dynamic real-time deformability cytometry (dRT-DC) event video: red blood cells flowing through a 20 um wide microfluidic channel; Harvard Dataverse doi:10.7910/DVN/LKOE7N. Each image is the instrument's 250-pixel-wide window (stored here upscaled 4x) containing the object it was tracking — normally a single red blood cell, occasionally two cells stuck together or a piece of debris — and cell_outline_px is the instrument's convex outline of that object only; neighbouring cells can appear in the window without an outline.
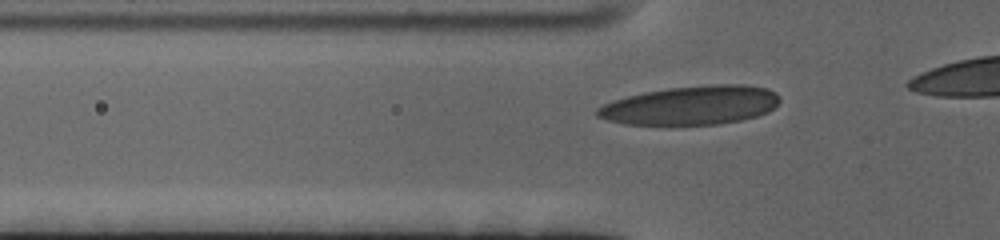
{"species": "human", "species_latin": "Homo sapiens", "temperature_condition": "cold", "stored_images_in_passage": 23, "camera_frame_rate_fps": 3000, "um_per_image_px": 0.085, "donor": {"sex": "female"}, "frame": {"image": 1, "passage_image": 12, "time_ms": 3.667, "image_size_px": [1000, 240], "cell_outline_px": [[780, 100], [768, 112], [756, 116], [740, 120], [720, 124], [624, 124], [608, 120], [596, 116], [596, 108], [604, 104], [628, 96], [644, 92], [668, 88], [720, 84], [744, 84], [768, 88], [776, 92], [780, 96]], "centroid_in_image_um": [58.77, 8.94], "position_along_channel_um": 67.0, "area_um2": 41.04}}
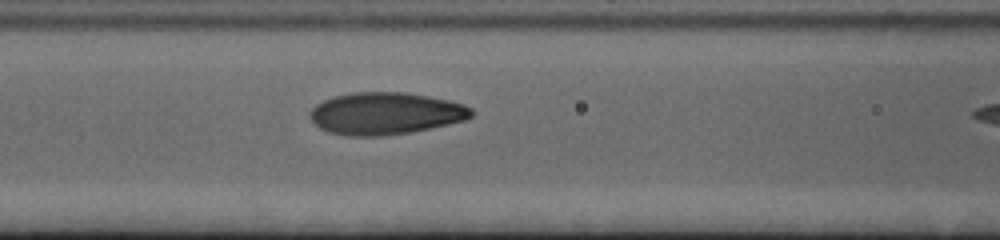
{"frame": {"image": 2, "passage_image": 18, "time_ms": 5.667, "image_size_px": [1000, 240], "cell_outline_px": [[476, 112], [472, 116], [464, 120], [448, 124], [408, 132], [380, 136], [348, 136], [328, 132], [320, 128], [308, 116], [308, 112], [316, 104], [332, 96], [356, 92], [404, 92], [428, 96], [448, 100], [464, 104], [472, 108]], "centroid_in_image_um": [32.75, 9.63], "position_along_channel_um": 133.9, "area_um2": 39.65}}
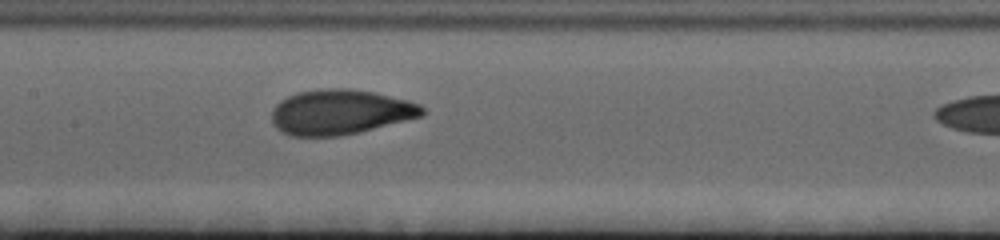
{"frame": {"image": 3, "passage_image": 22, "time_ms": 7.0, "image_size_px": [1000, 240], "cell_outline_px": [[424, 112], [420, 116], [360, 132], [340, 136], [288, 136], [280, 132], [272, 124], [272, 108], [280, 100], [296, 92], [328, 88], [348, 88], [372, 92], [408, 100], [420, 104], [424, 108]], "centroid_in_image_um": [28.86, 9.53], "position_along_channel_um": 178.5, "area_um2": 39.54}}